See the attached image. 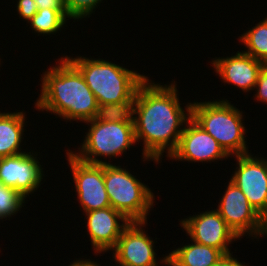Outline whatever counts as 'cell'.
Here are the masks:
<instances>
[{"label": "cell", "instance_id": "6da1fadb", "mask_svg": "<svg viewBox=\"0 0 267 266\" xmlns=\"http://www.w3.org/2000/svg\"><path fill=\"white\" fill-rule=\"evenodd\" d=\"M176 85L174 81L163 86L146 78L138 86L134 134L136 142L143 139V161L154 160L159 164L165 150L169 157L184 131L183 124L192 118V103L186 105V113L180 105Z\"/></svg>", "mask_w": 267, "mask_h": 266}, {"label": "cell", "instance_id": "7a4b0ae2", "mask_svg": "<svg viewBox=\"0 0 267 266\" xmlns=\"http://www.w3.org/2000/svg\"><path fill=\"white\" fill-rule=\"evenodd\" d=\"M45 71L35 107L66 120L86 122L96 116L98 103L81 72L66 58Z\"/></svg>", "mask_w": 267, "mask_h": 266}, {"label": "cell", "instance_id": "3957f363", "mask_svg": "<svg viewBox=\"0 0 267 266\" xmlns=\"http://www.w3.org/2000/svg\"><path fill=\"white\" fill-rule=\"evenodd\" d=\"M66 58L81 72L98 105L130 100L138 86L147 78L133 70L105 61L82 56Z\"/></svg>", "mask_w": 267, "mask_h": 266}, {"label": "cell", "instance_id": "277c9868", "mask_svg": "<svg viewBox=\"0 0 267 266\" xmlns=\"http://www.w3.org/2000/svg\"><path fill=\"white\" fill-rule=\"evenodd\" d=\"M192 119L210 134L230 156L248 154L243 112L229 101L194 102ZM234 154V155H233Z\"/></svg>", "mask_w": 267, "mask_h": 266}, {"label": "cell", "instance_id": "5b68a950", "mask_svg": "<svg viewBox=\"0 0 267 266\" xmlns=\"http://www.w3.org/2000/svg\"><path fill=\"white\" fill-rule=\"evenodd\" d=\"M135 177L121 166L104 164V183L110 206L130 222H146L155 196L147 185Z\"/></svg>", "mask_w": 267, "mask_h": 266}, {"label": "cell", "instance_id": "8992f818", "mask_svg": "<svg viewBox=\"0 0 267 266\" xmlns=\"http://www.w3.org/2000/svg\"><path fill=\"white\" fill-rule=\"evenodd\" d=\"M90 123L79 153L70 151L77 159L89 164H108L98 159V156L116 157L126 152L134 143V124L124 122L86 121Z\"/></svg>", "mask_w": 267, "mask_h": 266}, {"label": "cell", "instance_id": "52a82bcc", "mask_svg": "<svg viewBox=\"0 0 267 266\" xmlns=\"http://www.w3.org/2000/svg\"><path fill=\"white\" fill-rule=\"evenodd\" d=\"M219 202L218 213L240 238L247 235H267V221L250 205L247 197L233 182L229 181Z\"/></svg>", "mask_w": 267, "mask_h": 266}, {"label": "cell", "instance_id": "ba28073f", "mask_svg": "<svg viewBox=\"0 0 267 266\" xmlns=\"http://www.w3.org/2000/svg\"><path fill=\"white\" fill-rule=\"evenodd\" d=\"M67 151L68 164L84 213L109 207L110 201L104 183V164L82 162L70 150Z\"/></svg>", "mask_w": 267, "mask_h": 266}, {"label": "cell", "instance_id": "9c48e42d", "mask_svg": "<svg viewBox=\"0 0 267 266\" xmlns=\"http://www.w3.org/2000/svg\"><path fill=\"white\" fill-rule=\"evenodd\" d=\"M238 167L230 179L250 205L267 221V160L251 154L237 155Z\"/></svg>", "mask_w": 267, "mask_h": 266}, {"label": "cell", "instance_id": "30bf717a", "mask_svg": "<svg viewBox=\"0 0 267 266\" xmlns=\"http://www.w3.org/2000/svg\"><path fill=\"white\" fill-rule=\"evenodd\" d=\"M180 225L190 236L191 242L214 247L224 255L230 254L228 245L233 240H240L216 209L181 219Z\"/></svg>", "mask_w": 267, "mask_h": 266}, {"label": "cell", "instance_id": "8fae6325", "mask_svg": "<svg viewBox=\"0 0 267 266\" xmlns=\"http://www.w3.org/2000/svg\"><path fill=\"white\" fill-rule=\"evenodd\" d=\"M147 222L132 221L124 228L117 245L113 249V258L122 266H158L154 241L148 237L142 225Z\"/></svg>", "mask_w": 267, "mask_h": 266}, {"label": "cell", "instance_id": "7c38bea8", "mask_svg": "<svg viewBox=\"0 0 267 266\" xmlns=\"http://www.w3.org/2000/svg\"><path fill=\"white\" fill-rule=\"evenodd\" d=\"M34 155V156H33ZM33 152L0 158V181L20 192L25 198L34 193L43 179V168Z\"/></svg>", "mask_w": 267, "mask_h": 266}, {"label": "cell", "instance_id": "4fadbf2b", "mask_svg": "<svg viewBox=\"0 0 267 266\" xmlns=\"http://www.w3.org/2000/svg\"><path fill=\"white\" fill-rule=\"evenodd\" d=\"M184 126L178 145L169 156L172 160L203 163L230 157L219 143L192 118Z\"/></svg>", "mask_w": 267, "mask_h": 266}, {"label": "cell", "instance_id": "5bb4252c", "mask_svg": "<svg viewBox=\"0 0 267 266\" xmlns=\"http://www.w3.org/2000/svg\"><path fill=\"white\" fill-rule=\"evenodd\" d=\"M85 214L87 215V230L95 253L113 250L122 231L130 222L121 212L111 206Z\"/></svg>", "mask_w": 267, "mask_h": 266}, {"label": "cell", "instance_id": "9a60e30c", "mask_svg": "<svg viewBox=\"0 0 267 266\" xmlns=\"http://www.w3.org/2000/svg\"><path fill=\"white\" fill-rule=\"evenodd\" d=\"M215 72L221 79L242 89L244 92L253 90L264 63L245 52H237L234 56L212 60Z\"/></svg>", "mask_w": 267, "mask_h": 266}, {"label": "cell", "instance_id": "2e32d148", "mask_svg": "<svg viewBox=\"0 0 267 266\" xmlns=\"http://www.w3.org/2000/svg\"><path fill=\"white\" fill-rule=\"evenodd\" d=\"M223 255L219 249L192 242L173 250L160 263L168 266H214Z\"/></svg>", "mask_w": 267, "mask_h": 266}, {"label": "cell", "instance_id": "e0dca14e", "mask_svg": "<svg viewBox=\"0 0 267 266\" xmlns=\"http://www.w3.org/2000/svg\"><path fill=\"white\" fill-rule=\"evenodd\" d=\"M23 113L0 112V158L24 153L20 147L26 119Z\"/></svg>", "mask_w": 267, "mask_h": 266}, {"label": "cell", "instance_id": "ac0fdd59", "mask_svg": "<svg viewBox=\"0 0 267 266\" xmlns=\"http://www.w3.org/2000/svg\"><path fill=\"white\" fill-rule=\"evenodd\" d=\"M248 50L244 51L253 58L267 64V17L240 36Z\"/></svg>", "mask_w": 267, "mask_h": 266}, {"label": "cell", "instance_id": "d6986e66", "mask_svg": "<svg viewBox=\"0 0 267 266\" xmlns=\"http://www.w3.org/2000/svg\"><path fill=\"white\" fill-rule=\"evenodd\" d=\"M69 18L66 10L38 9L37 13L28 21L32 30L39 34L50 35L58 32Z\"/></svg>", "mask_w": 267, "mask_h": 266}, {"label": "cell", "instance_id": "ffe728a7", "mask_svg": "<svg viewBox=\"0 0 267 266\" xmlns=\"http://www.w3.org/2000/svg\"><path fill=\"white\" fill-rule=\"evenodd\" d=\"M136 94L128 101L98 105L95 120L134 124Z\"/></svg>", "mask_w": 267, "mask_h": 266}, {"label": "cell", "instance_id": "44dd1931", "mask_svg": "<svg viewBox=\"0 0 267 266\" xmlns=\"http://www.w3.org/2000/svg\"><path fill=\"white\" fill-rule=\"evenodd\" d=\"M25 197L17 190L5 186L0 181V219L10 218L16 215L24 207Z\"/></svg>", "mask_w": 267, "mask_h": 266}, {"label": "cell", "instance_id": "7402d4cb", "mask_svg": "<svg viewBox=\"0 0 267 266\" xmlns=\"http://www.w3.org/2000/svg\"><path fill=\"white\" fill-rule=\"evenodd\" d=\"M102 0H63L69 19H82L93 13L98 3Z\"/></svg>", "mask_w": 267, "mask_h": 266}, {"label": "cell", "instance_id": "603a6c76", "mask_svg": "<svg viewBox=\"0 0 267 266\" xmlns=\"http://www.w3.org/2000/svg\"><path fill=\"white\" fill-rule=\"evenodd\" d=\"M254 89H257L256 99L267 104V64H264L257 78V83Z\"/></svg>", "mask_w": 267, "mask_h": 266}, {"label": "cell", "instance_id": "cb8c5ba5", "mask_svg": "<svg viewBox=\"0 0 267 266\" xmlns=\"http://www.w3.org/2000/svg\"><path fill=\"white\" fill-rule=\"evenodd\" d=\"M38 7L34 0H18L17 12L27 22L37 13Z\"/></svg>", "mask_w": 267, "mask_h": 266}, {"label": "cell", "instance_id": "d4e9b609", "mask_svg": "<svg viewBox=\"0 0 267 266\" xmlns=\"http://www.w3.org/2000/svg\"><path fill=\"white\" fill-rule=\"evenodd\" d=\"M38 9L65 10L63 0H34Z\"/></svg>", "mask_w": 267, "mask_h": 266}, {"label": "cell", "instance_id": "484cf974", "mask_svg": "<svg viewBox=\"0 0 267 266\" xmlns=\"http://www.w3.org/2000/svg\"><path fill=\"white\" fill-rule=\"evenodd\" d=\"M232 256L233 255L231 253L223 255L222 258L214 266H246Z\"/></svg>", "mask_w": 267, "mask_h": 266}, {"label": "cell", "instance_id": "4316f807", "mask_svg": "<svg viewBox=\"0 0 267 266\" xmlns=\"http://www.w3.org/2000/svg\"><path fill=\"white\" fill-rule=\"evenodd\" d=\"M69 266H100V264H96V262L94 263V261L91 260H76L73 263H71Z\"/></svg>", "mask_w": 267, "mask_h": 266}]
</instances>
